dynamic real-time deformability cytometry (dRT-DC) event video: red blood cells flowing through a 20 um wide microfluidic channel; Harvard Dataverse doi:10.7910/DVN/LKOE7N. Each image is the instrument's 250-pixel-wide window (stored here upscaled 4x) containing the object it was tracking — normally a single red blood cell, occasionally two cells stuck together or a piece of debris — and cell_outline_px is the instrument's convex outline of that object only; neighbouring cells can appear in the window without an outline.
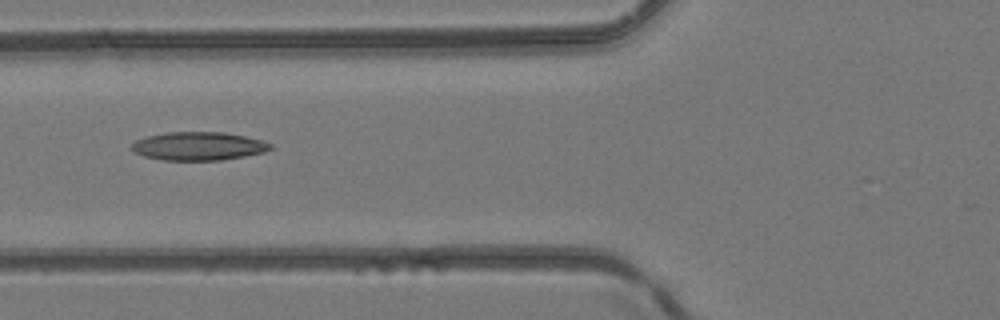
{"species": "common noctule bat (a hibernating species)", "species_latin": "Nyctalus noctula", "temperature_condition": "room temperature", "stored_images_in_passage": 6, "camera_frame_rate_fps": 3000, "um_per_image_px": 0.085, "animal": {"sex": "female", "body_mass_g": 24.6, "forearm_length_mm": 56.2}, "frame": {"image": 1, "passage_image": 6, "time_ms": 1.667, "image_size_px": [1000, 320], "cell_outline_px": [[272, 148], [264, 152], [244, 156], [220, 160], [164, 160], [144, 156], [136, 152], [132, 148], [132, 144], [136, 140], [148, 136], [168, 132], [224, 132], [244, 136], [260, 140], [272, 144]], "centroid_in_image_um": [16.88, 12.42], "position_along_channel_um": 108.9, "area_um2": 22.66}}